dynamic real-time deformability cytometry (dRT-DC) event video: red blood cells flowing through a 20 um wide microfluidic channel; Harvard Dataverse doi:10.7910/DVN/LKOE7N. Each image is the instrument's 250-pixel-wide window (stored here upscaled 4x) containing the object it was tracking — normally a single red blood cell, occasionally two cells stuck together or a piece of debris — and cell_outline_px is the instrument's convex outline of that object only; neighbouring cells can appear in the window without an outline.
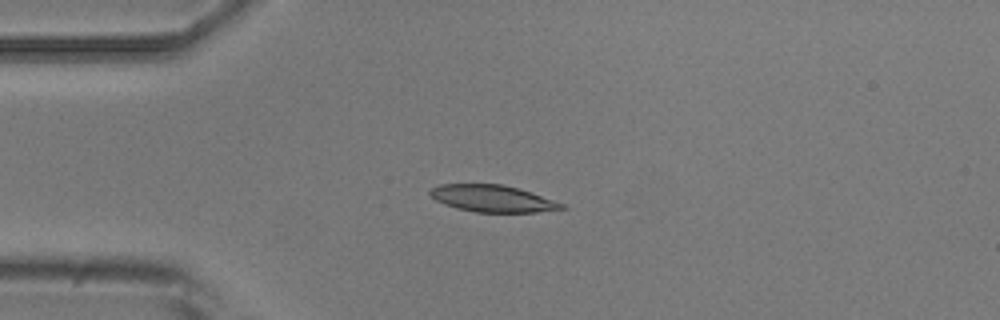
{"species": "common noctule bat (a hibernating species)", "species_latin": "Nyctalus noctula", "temperature_condition": "room temperature", "stored_images_in_passage": 5, "camera_frame_rate_fps": 3000, "um_per_image_px": 0.085, "animal": {"sex": "male", "body_mass_g": 20.5, "forearm_length_mm": 52.5}, "frame": {"image": 1, "passage_image": 2, "time_ms": 1.333, "image_size_px": [1000, 320], "cell_outline_px": [[568, 208], [536, 212], [476, 212], [456, 208], [444, 204], [436, 200], [428, 192], [432, 188], [440, 184], [504, 184], [520, 188], [532, 192], [564, 204]], "centroid_in_image_um": [41.88, 16.87], "position_along_channel_um": 43.1, "area_um2": 20.63}}
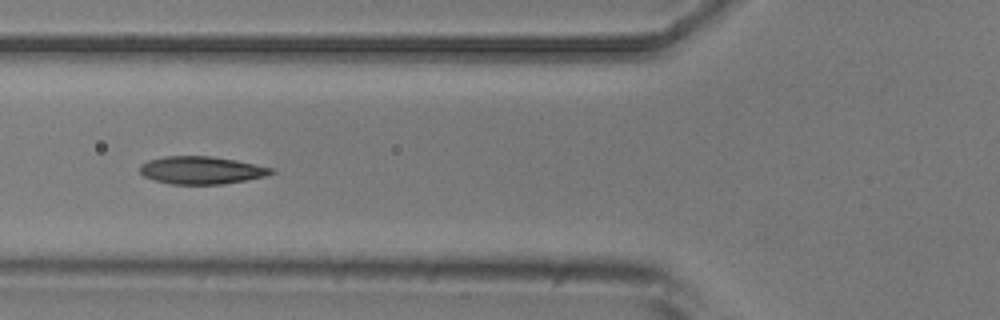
{"frame": {"image": 2, "passage_image": 4, "time_ms": 3.667, "image_size_px": [1000, 320], "cell_outline_px": [[276, 172], [264, 176], [224, 184], [172, 184], [152, 180], [144, 176], [140, 172], [140, 164], [148, 160], [164, 156], [212, 156], [236, 160], [272, 168]], "centroid_in_image_um": [17.08, 14.46], "position_along_channel_um": 108.7, "area_um2": 21.15}}
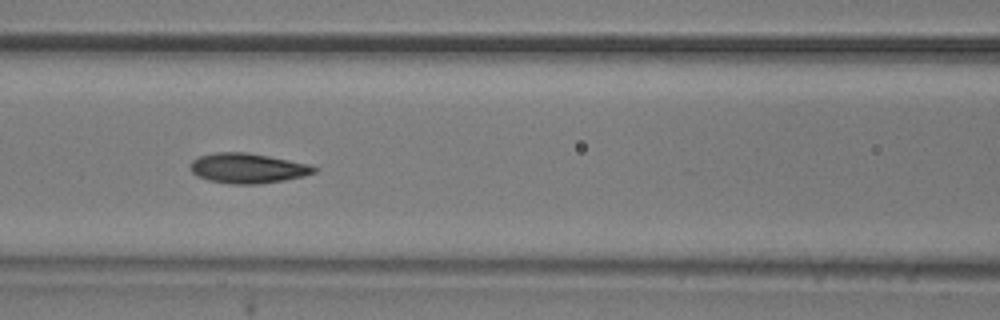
{"frame": {"image": 3, "passage_image": 5, "time_ms": 4.667, "image_size_px": [1000, 320], "cell_outline_px": [[320, 168], [316, 172], [304, 176], [284, 180], [260, 184], [228, 184], [208, 180], [196, 176], [192, 172], [192, 160], [200, 156], [216, 152], [244, 152], [268, 156], [308, 164]], "centroid_in_image_um": [21.07, 14.31], "position_along_channel_um": 145.5, "area_um2": 21.56}}